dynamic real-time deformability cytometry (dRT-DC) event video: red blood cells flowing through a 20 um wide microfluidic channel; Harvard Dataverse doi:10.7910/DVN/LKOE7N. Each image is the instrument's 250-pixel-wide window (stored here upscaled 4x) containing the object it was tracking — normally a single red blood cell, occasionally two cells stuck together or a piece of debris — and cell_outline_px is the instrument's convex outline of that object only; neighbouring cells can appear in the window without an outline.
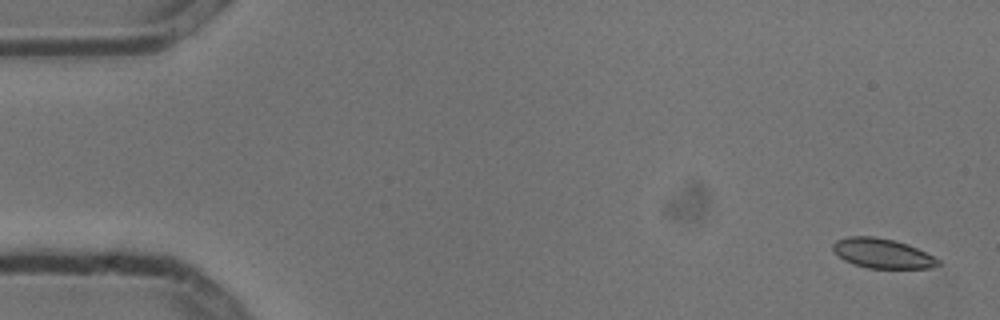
{"species": "common noctule bat (a hibernating species)", "species_latin": "Nyctalus noctula", "temperature_condition": "cold", "stored_images_in_passage": 5, "camera_frame_rate_fps": 3000, "um_per_image_px": 0.085, "animal": {"sex": "male", "body_mass_g": 13.3}, "frame": {"image": 1, "passage_image": 1, "time_ms": 0.0, "image_size_px": [1000, 320], "cell_outline_px": [[940, 264], [932, 268], [868, 268], [852, 264], [844, 260], [832, 248], [832, 244], [836, 240], [848, 236], [876, 236], [896, 240], [908, 244], [940, 260]], "centroid_in_image_um": [74.98, 21.53], "position_along_channel_um": 10.0, "area_um2": 18.21}}